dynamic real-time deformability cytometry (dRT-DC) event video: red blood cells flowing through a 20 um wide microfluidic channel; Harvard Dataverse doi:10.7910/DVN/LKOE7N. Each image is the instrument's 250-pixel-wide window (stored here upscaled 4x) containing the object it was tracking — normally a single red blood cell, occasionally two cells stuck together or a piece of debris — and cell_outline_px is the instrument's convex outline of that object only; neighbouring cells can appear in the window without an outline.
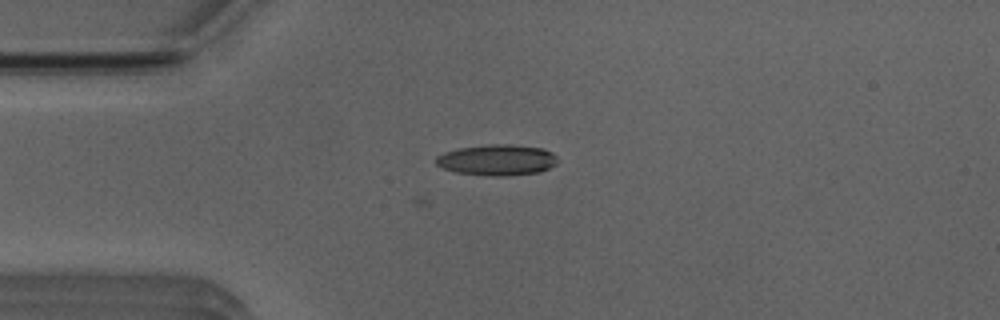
{"species": "Egyptian fruit bat (a non-hibernating species)", "species_latin": "Rousettus aegyptiacus", "temperature_condition": "room temperature", "stored_images_in_passage": 2, "camera_frame_rate_fps": 3000, "um_per_image_px": 0.085, "animal": {"sex": "male"}, "frame": {"image": 1, "passage_image": 2, "time_ms": 0.333, "image_size_px": [1000, 320], "cell_outline_px": [[556, 164], [540, 172], [508, 176], [492, 176], [456, 172], [444, 168], [436, 164], [436, 156], [444, 152], [460, 148], [488, 144], [508, 144], [544, 148], [552, 152], [556, 156]], "centroid_in_image_um": [42.27, 13.59], "position_along_channel_um": 42.7, "area_um2": 21.91}}